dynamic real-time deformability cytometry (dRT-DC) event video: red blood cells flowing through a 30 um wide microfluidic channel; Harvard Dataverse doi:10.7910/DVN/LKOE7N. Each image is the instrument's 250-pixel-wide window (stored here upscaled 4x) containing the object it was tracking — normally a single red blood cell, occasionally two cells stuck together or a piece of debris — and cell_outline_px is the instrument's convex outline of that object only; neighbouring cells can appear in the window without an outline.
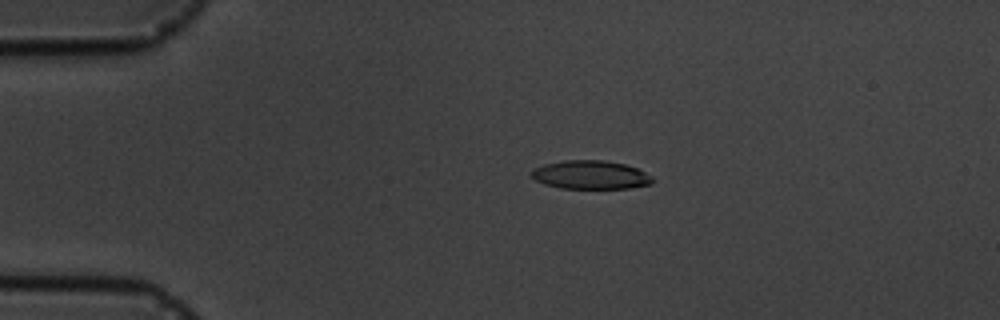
{"species": "common noctule bat (a hibernating species)", "species_latin": "Nyctalus noctula", "temperature_condition": "cold", "stored_images_in_passage": 7, "camera_frame_rate_fps": 3000, "um_per_image_px": 0.085, "animal": {"sex": "male", "body_mass_g": 19.5, "forearm_length_mm": 54.6}, "frame": {"image": 1, "passage_image": 4, "time_ms": 3.333, "image_size_px": [1000, 320], "cell_outline_px": [[656, 180], [652, 184], [628, 188], [560, 188], [544, 184], [536, 180], [532, 176], [532, 172], [536, 168], [544, 164], [564, 160], [604, 160], [624, 164], [636, 168], [652, 176]], "centroid_in_image_um": [50.24, 14.86], "position_along_channel_um": 34.8, "area_um2": 20.06}}
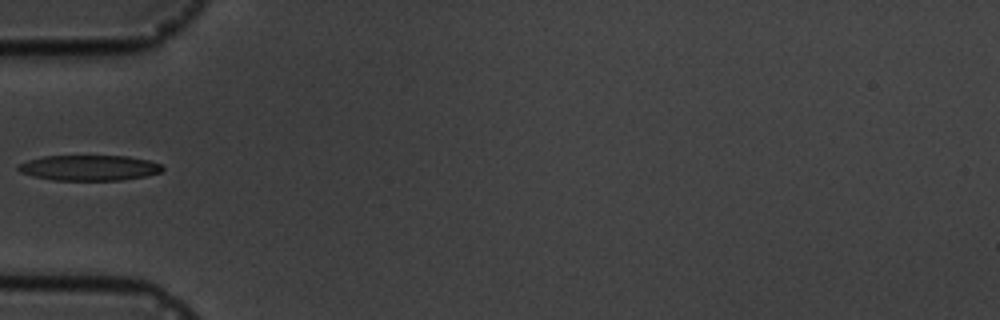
{"frame": {"image": 2, "passage_image": 6, "time_ms": 5.667, "image_size_px": [1000, 320], "cell_outline_px": [[164, 168], [160, 172], [144, 176], [120, 180], [52, 180], [32, 176], [20, 172], [16, 168], [20, 164], [28, 160], [44, 156], [128, 156], [148, 160], [160, 164]], "centroid_in_image_um": [7.56, 14.26], "position_along_channel_um": 77.4, "area_um2": 21.27}}
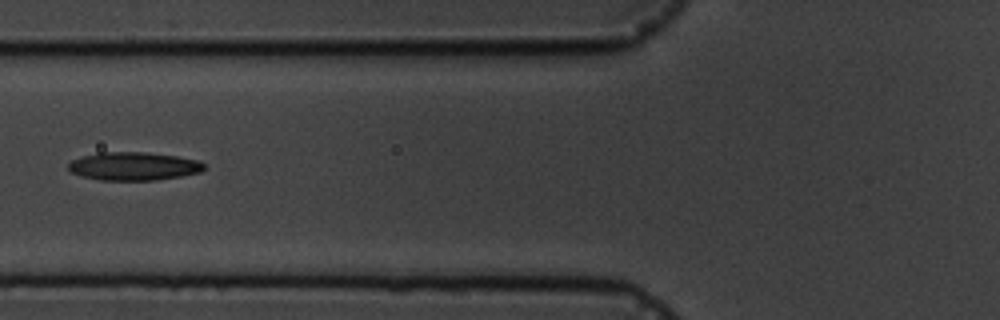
{"frame": {"image": 3, "passage_image": 7, "time_ms": 6.667, "image_size_px": [1000, 320], "cell_outline_px": [[204, 168], [200, 172], [180, 176], [156, 180], [100, 180], [80, 176], [72, 172], [68, 168], [68, 164], [72, 160], [84, 156], [100, 152], [144, 152], [176, 156], [200, 160], [204, 164]], "centroid_in_image_um": [11.36, 14.13], "position_along_channel_um": 114.4, "area_um2": 22.25}}